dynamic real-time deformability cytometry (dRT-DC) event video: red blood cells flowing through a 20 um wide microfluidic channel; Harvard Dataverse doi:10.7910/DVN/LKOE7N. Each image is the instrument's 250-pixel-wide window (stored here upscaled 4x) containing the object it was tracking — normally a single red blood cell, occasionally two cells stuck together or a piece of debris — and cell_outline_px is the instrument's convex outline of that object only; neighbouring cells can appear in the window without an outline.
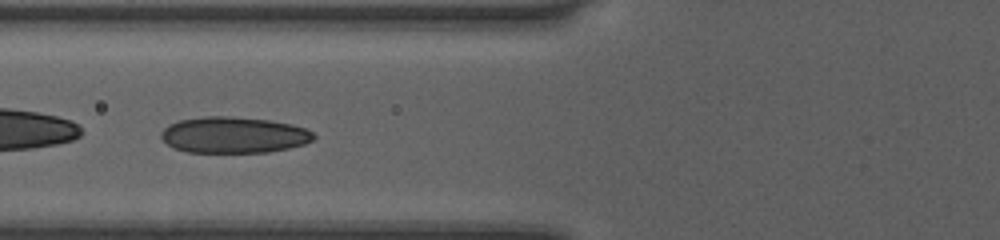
{"species": "human", "species_latin": "Homo sapiens", "temperature_condition": "room temperature", "stored_images_in_passage": 44, "camera_frame_rate_fps": 3000, "um_per_image_px": 0.085, "donor": {"sex": "female"}, "frame": {"image": 1, "passage_image": 16, "time_ms": 5.0, "image_size_px": [1000, 240], "cell_outline_px": [[316, 136], [312, 140], [304, 144], [288, 148], [268, 152], [188, 152], [176, 148], [168, 144], [160, 136], [160, 132], [168, 124], [180, 120], [204, 116], [232, 116], [268, 120], [292, 124], [304, 128], [312, 132]], "centroid_in_image_um": [19.86, 11.46], "position_along_channel_um": 105.9, "area_um2": 32.08}}
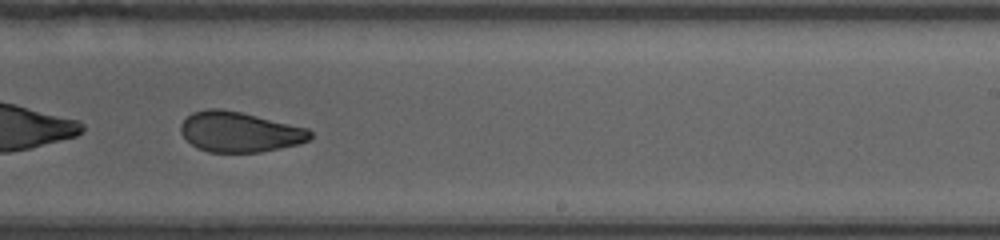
{"frame": {"image": 2, "passage_image": 28, "time_ms": 9.0, "image_size_px": [1000, 240], "cell_outline_px": [[312, 136], [308, 140], [296, 144], [280, 148], [260, 152], [208, 152], [196, 148], [180, 132], [180, 124], [192, 112], [208, 108], [220, 108], [240, 112], [308, 128], [312, 132]], "centroid_in_image_um": [20.34, 11.21], "position_along_channel_um": 268.7, "area_um2": 30.23}}
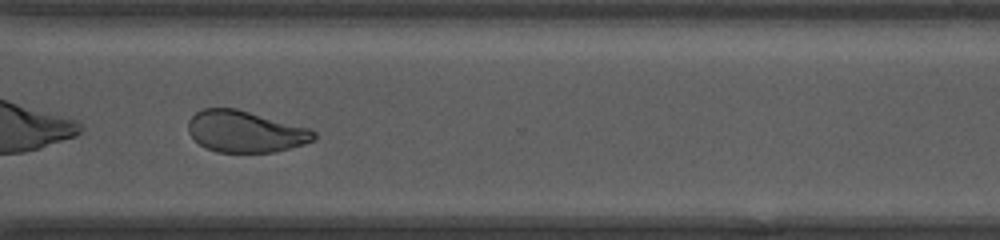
{"frame": {"image": 3, "passage_image": 34, "time_ms": 11.0, "image_size_px": [1000, 240], "cell_outline_px": [[316, 140], [304, 144], [272, 152], [216, 152], [204, 148], [188, 132], [188, 120], [196, 112], [204, 108], [236, 108], [312, 128], [316, 132]], "centroid_in_image_um": [20.87, 11.17], "position_along_channel_um": 349.7, "area_um2": 30.63}, "authors_computed_cell_mechanics": {"area_um2": 32.3102, "velocity_mm_per_s": 4.0695, "shape_relaxation_time_tau1_ms": 6.0136, "shape_relaxation_time_tau2_ms": 1.7194, "deformation_change_tau1": 0.1465, "deformation_change_tau2": 0.0708}}